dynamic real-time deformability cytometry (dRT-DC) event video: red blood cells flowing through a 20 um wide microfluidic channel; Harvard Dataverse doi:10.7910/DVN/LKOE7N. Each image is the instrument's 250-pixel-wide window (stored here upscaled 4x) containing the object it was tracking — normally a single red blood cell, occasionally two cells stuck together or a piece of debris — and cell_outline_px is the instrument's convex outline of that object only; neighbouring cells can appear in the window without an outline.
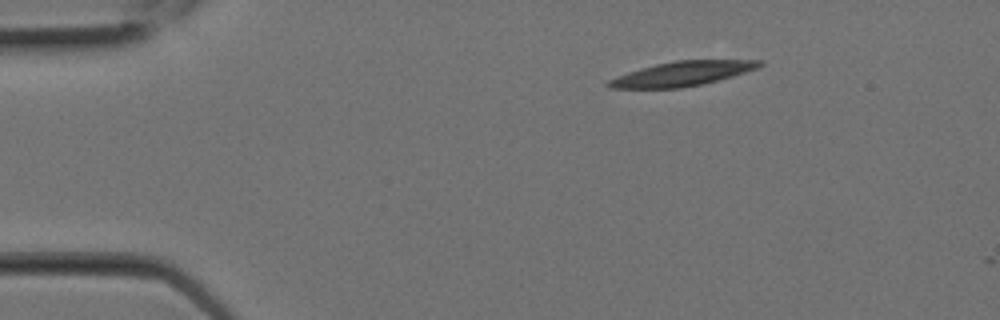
{"species": "Egyptian fruit bat (a non-hibernating species)", "species_latin": "Rousettus aegyptiacus", "temperature_condition": "room temperature", "stored_images_in_passage": 2, "camera_frame_rate_fps": 3000, "um_per_image_px": 0.085, "animal": {"sex": "female"}, "frame": {"image": 1, "passage_image": 1, "time_ms": 0.0, "image_size_px": [1000, 320], "cell_outline_px": [[764, 64], [756, 68], [732, 76], [700, 84], [680, 88], [608, 88], [604, 84], [608, 80], [616, 76], [640, 68], [656, 64], [676, 60], [764, 60]], "centroid_in_image_um": [57.93, 6.26], "position_along_channel_um": 27.1, "area_um2": 21.39}}